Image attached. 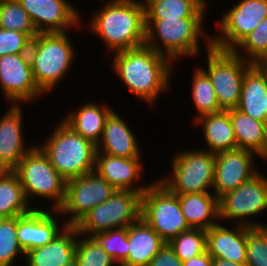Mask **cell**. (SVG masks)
Wrapping results in <instances>:
<instances>
[{
  "instance_id": "1f68e13d",
  "label": "cell",
  "mask_w": 267,
  "mask_h": 266,
  "mask_svg": "<svg viewBox=\"0 0 267 266\" xmlns=\"http://www.w3.org/2000/svg\"><path fill=\"white\" fill-rule=\"evenodd\" d=\"M192 96L199 116L222 111L218 105L215 88L208 75L198 68L193 77Z\"/></svg>"
},
{
  "instance_id": "74e56055",
  "label": "cell",
  "mask_w": 267,
  "mask_h": 266,
  "mask_svg": "<svg viewBox=\"0 0 267 266\" xmlns=\"http://www.w3.org/2000/svg\"><path fill=\"white\" fill-rule=\"evenodd\" d=\"M251 56L247 61L252 64H267V18L249 33L238 45ZM252 58V59H251Z\"/></svg>"
},
{
  "instance_id": "8992f818",
  "label": "cell",
  "mask_w": 267,
  "mask_h": 266,
  "mask_svg": "<svg viewBox=\"0 0 267 266\" xmlns=\"http://www.w3.org/2000/svg\"><path fill=\"white\" fill-rule=\"evenodd\" d=\"M141 197L137 191L116 190L105 202L91 209L74 226L79 235L128 227L141 218Z\"/></svg>"
},
{
  "instance_id": "8fae6325",
  "label": "cell",
  "mask_w": 267,
  "mask_h": 266,
  "mask_svg": "<svg viewBox=\"0 0 267 266\" xmlns=\"http://www.w3.org/2000/svg\"><path fill=\"white\" fill-rule=\"evenodd\" d=\"M116 189L95 170L66 181L65 198L59 213H74L65 225L74 226L86 213L107 201Z\"/></svg>"
},
{
  "instance_id": "2e32d148",
  "label": "cell",
  "mask_w": 267,
  "mask_h": 266,
  "mask_svg": "<svg viewBox=\"0 0 267 266\" xmlns=\"http://www.w3.org/2000/svg\"><path fill=\"white\" fill-rule=\"evenodd\" d=\"M30 16L38 33L66 32L78 24L79 13L66 0H18ZM48 24L49 26L46 27ZM45 25V28L43 27Z\"/></svg>"
},
{
  "instance_id": "3957f363",
  "label": "cell",
  "mask_w": 267,
  "mask_h": 266,
  "mask_svg": "<svg viewBox=\"0 0 267 266\" xmlns=\"http://www.w3.org/2000/svg\"><path fill=\"white\" fill-rule=\"evenodd\" d=\"M39 148L66 181L95 170L96 145L63 121Z\"/></svg>"
},
{
  "instance_id": "d6a6232c",
  "label": "cell",
  "mask_w": 267,
  "mask_h": 266,
  "mask_svg": "<svg viewBox=\"0 0 267 266\" xmlns=\"http://www.w3.org/2000/svg\"><path fill=\"white\" fill-rule=\"evenodd\" d=\"M90 237L112 257L115 263L121 265L128 257V227L98 232Z\"/></svg>"
},
{
  "instance_id": "83f0119b",
  "label": "cell",
  "mask_w": 267,
  "mask_h": 266,
  "mask_svg": "<svg viewBox=\"0 0 267 266\" xmlns=\"http://www.w3.org/2000/svg\"><path fill=\"white\" fill-rule=\"evenodd\" d=\"M111 111L109 107H100L91 102L85 104L79 111L70 113L63 122L97 146L103 134L105 120Z\"/></svg>"
},
{
  "instance_id": "44dd1931",
  "label": "cell",
  "mask_w": 267,
  "mask_h": 266,
  "mask_svg": "<svg viewBox=\"0 0 267 266\" xmlns=\"http://www.w3.org/2000/svg\"><path fill=\"white\" fill-rule=\"evenodd\" d=\"M140 157L122 158L101 154L96 151L95 172L103 177L116 190L137 191L141 194L149 187L142 186L132 188V182L141 178Z\"/></svg>"
},
{
  "instance_id": "7bdbcfd3",
  "label": "cell",
  "mask_w": 267,
  "mask_h": 266,
  "mask_svg": "<svg viewBox=\"0 0 267 266\" xmlns=\"http://www.w3.org/2000/svg\"><path fill=\"white\" fill-rule=\"evenodd\" d=\"M260 156L265 159L267 158V145H266L265 151Z\"/></svg>"
},
{
  "instance_id": "30bf717a",
  "label": "cell",
  "mask_w": 267,
  "mask_h": 266,
  "mask_svg": "<svg viewBox=\"0 0 267 266\" xmlns=\"http://www.w3.org/2000/svg\"><path fill=\"white\" fill-rule=\"evenodd\" d=\"M174 178L160 180L173 194L206 193L213 187L215 154L210 151H187L173 159Z\"/></svg>"
},
{
  "instance_id": "e0dca14e",
  "label": "cell",
  "mask_w": 267,
  "mask_h": 266,
  "mask_svg": "<svg viewBox=\"0 0 267 266\" xmlns=\"http://www.w3.org/2000/svg\"><path fill=\"white\" fill-rule=\"evenodd\" d=\"M246 226L250 228L266 227V225L247 221L241 222L234 231L219 224L206 230L208 254L212 258H221L238 264L246 263Z\"/></svg>"
},
{
  "instance_id": "f546056e",
  "label": "cell",
  "mask_w": 267,
  "mask_h": 266,
  "mask_svg": "<svg viewBox=\"0 0 267 266\" xmlns=\"http://www.w3.org/2000/svg\"><path fill=\"white\" fill-rule=\"evenodd\" d=\"M145 19L203 18L204 0H145Z\"/></svg>"
},
{
  "instance_id": "f35d334b",
  "label": "cell",
  "mask_w": 267,
  "mask_h": 266,
  "mask_svg": "<svg viewBox=\"0 0 267 266\" xmlns=\"http://www.w3.org/2000/svg\"><path fill=\"white\" fill-rule=\"evenodd\" d=\"M32 38L25 33L0 28V57L29 53Z\"/></svg>"
},
{
  "instance_id": "603a6c76",
  "label": "cell",
  "mask_w": 267,
  "mask_h": 266,
  "mask_svg": "<svg viewBox=\"0 0 267 266\" xmlns=\"http://www.w3.org/2000/svg\"><path fill=\"white\" fill-rule=\"evenodd\" d=\"M100 141L96 150L103 148L102 153L122 158L141 157L135 135L113 110L105 120Z\"/></svg>"
},
{
  "instance_id": "d590c367",
  "label": "cell",
  "mask_w": 267,
  "mask_h": 266,
  "mask_svg": "<svg viewBox=\"0 0 267 266\" xmlns=\"http://www.w3.org/2000/svg\"><path fill=\"white\" fill-rule=\"evenodd\" d=\"M112 257L91 238H82L76 242L74 266H112Z\"/></svg>"
},
{
  "instance_id": "e575fe53",
  "label": "cell",
  "mask_w": 267,
  "mask_h": 266,
  "mask_svg": "<svg viewBox=\"0 0 267 266\" xmlns=\"http://www.w3.org/2000/svg\"><path fill=\"white\" fill-rule=\"evenodd\" d=\"M18 253L25 254L17 237V216L0 218V266H11Z\"/></svg>"
},
{
  "instance_id": "7402d4cb",
  "label": "cell",
  "mask_w": 267,
  "mask_h": 266,
  "mask_svg": "<svg viewBox=\"0 0 267 266\" xmlns=\"http://www.w3.org/2000/svg\"><path fill=\"white\" fill-rule=\"evenodd\" d=\"M63 229L59 231L53 215L42 209L33 208L29 213L17 216V237L25 253L30 249L46 245Z\"/></svg>"
},
{
  "instance_id": "ab89813d",
  "label": "cell",
  "mask_w": 267,
  "mask_h": 266,
  "mask_svg": "<svg viewBox=\"0 0 267 266\" xmlns=\"http://www.w3.org/2000/svg\"><path fill=\"white\" fill-rule=\"evenodd\" d=\"M149 266H183V262L176 256L168 243L152 258Z\"/></svg>"
},
{
  "instance_id": "52a82bcc",
  "label": "cell",
  "mask_w": 267,
  "mask_h": 266,
  "mask_svg": "<svg viewBox=\"0 0 267 266\" xmlns=\"http://www.w3.org/2000/svg\"><path fill=\"white\" fill-rule=\"evenodd\" d=\"M141 218L165 243L191 229L182 214L178 195L173 194L160 181L150 184L143 192Z\"/></svg>"
},
{
  "instance_id": "ac0fdd59",
  "label": "cell",
  "mask_w": 267,
  "mask_h": 266,
  "mask_svg": "<svg viewBox=\"0 0 267 266\" xmlns=\"http://www.w3.org/2000/svg\"><path fill=\"white\" fill-rule=\"evenodd\" d=\"M52 241L44 246L30 249L27 256L28 266H74L76 253V236L79 235L75 226L65 225Z\"/></svg>"
},
{
  "instance_id": "b9f144b4",
  "label": "cell",
  "mask_w": 267,
  "mask_h": 266,
  "mask_svg": "<svg viewBox=\"0 0 267 266\" xmlns=\"http://www.w3.org/2000/svg\"><path fill=\"white\" fill-rule=\"evenodd\" d=\"M212 266H247L245 263L238 264L229 260H224L221 258H213Z\"/></svg>"
},
{
  "instance_id": "7a4b0ae2",
  "label": "cell",
  "mask_w": 267,
  "mask_h": 266,
  "mask_svg": "<svg viewBox=\"0 0 267 266\" xmlns=\"http://www.w3.org/2000/svg\"><path fill=\"white\" fill-rule=\"evenodd\" d=\"M90 26L114 52L145 45V8L134 0H112L97 12Z\"/></svg>"
},
{
  "instance_id": "4dcf8cb0",
  "label": "cell",
  "mask_w": 267,
  "mask_h": 266,
  "mask_svg": "<svg viewBox=\"0 0 267 266\" xmlns=\"http://www.w3.org/2000/svg\"><path fill=\"white\" fill-rule=\"evenodd\" d=\"M0 28L28 34L32 39L38 34L18 0H0Z\"/></svg>"
},
{
  "instance_id": "7c38bea8",
  "label": "cell",
  "mask_w": 267,
  "mask_h": 266,
  "mask_svg": "<svg viewBox=\"0 0 267 266\" xmlns=\"http://www.w3.org/2000/svg\"><path fill=\"white\" fill-rule=\"evenodd\" d=\"M223 16L219 25L222 36L211 38V45L237 50V45L267 18V0H242Z\"/></svg>"
},
{
  "instance_id": "60d3db41",
  "label": "cell",
  "mask_w": 267,
  "mask_h": 266,
  "mask_svg": "<svg viewBox=\"0 0 267 266\" xmlns=\"http://www.w3.org/2000/svg\"><path fill=\"white\" fill-rule=\"evenodd\" d=\"M213 258L208 254L207 250L200 255L183 262V266H212Z\"/></svg>"
},
{
  "instance_id": "cb8c5ba5",
  "label": "cell",
  "mask_w": 267,
  "mask_h": 266,
  "mask_svg": "<svg viewBox=\"0 0 267 266\" xmlns=\"http://www.w3.org/2000/svg\"><path fill=\"white\" fill-rule=\"evenodd\" d=\"M128 241V257L120 266H149L165 244L142 218L128 226Z\"/></svg>"
},
{
  "instance_id": "4316f807",
  "label": "cell",
  "mask_w": 267,
  "mask_h": 266,
  "mask_svg": "<svg viewBox=\"0 0 267 266\" xmlns=\"http://www.w3.org/2000/svg\"><path fill=\"white\" fill-rule=\"evenodd\" d=\"M227 111L237 140V148L252 151L260 156L267 145V124L254 120L237 108Z\"/></svg>"
},
{
  "instance_id": "5bb4252c",
  "label": "cell",
  "mask_w": 267,
  "mask_h": 266,
  "mask_svg": "<svg viewBox=\"0 0 267 266\" xmlns=\"http://www.w3.org/2000/svg\"><path fill=\"white\" fill-rule=\"evenodd\" d=\"M0 85L7 99L14 104L31 101L43 94L35 83L29 53L0 57Z\"/></svg>"
},
{
  "instance_id": "9c48e42d",
  "label": "cell",
  "mask_w": 267,
  "mask_h": 266,
  "mask_svg": "<svg viewBox=\"0 0 267 266\" xmlns=\"http://www.w3.org/2000/svg\"><path fill=\"white\" fill-rule=\"evenodd\" d=\"M13 171L19 178L27 201L31 195L53 198V210L57 213L65 198L66 180L39 147L33 146Z\"/></svg>"
},
{
  "instance_id": "484cf974",
  "label": "cell",
  "mask_w": 267,
  "mask_h": 266,
  "mask_svg": "<svg viewBox=\"0 0 267 266\" xmlns=\"http://www.w3.org/2000/svg\"><path fill=\"white\" fill-rule=\"evenodd\" d=\"M195 122L204 123L203 133L211 153L237 149V140L228 111L202 115L196 117Z\"/></svg>"
},
{
  "instance_id": "836d02e7",
  "label": "cell",
  "mask_w": 267,
  "mask_h": 266,
  "mask_svg": "<svg viewBox=\"0 0 267 266\" xmlns=\"http://www.w3.org/2000/svg\"><path fill=\"white\" fill-rule=\"evenodd\" d=\"M168 244L176 256L184 262L206 251V230L191 228L180 233Z\"/></svg>"
},
{
  "instance_id": "ffe728a7",
  "label": "cell",
  "mask_w": 267,
  "mask_h": 266,
  "mask_svg": "<svg viewBox=\"0 0 267 266\" xmlns=\"http://www.w3.org/2000/svg\"><path fill=\"white\" fill-rule=\"evenodd\" d=\"M18 104L12 105L0 119V170H14L33 148H25L22 136V114Z\"/></svg>"
},
{
  "instance_id": "6da1fadb",
  "label": "cell",
  "mask_w": 267,
  "mask_h": 266,
  "mask_svg": "<svg viewBox=\"0 0 267 266\" xmlns=\"http://www.w3.org/2000/svg\"><path fill=\"white\" fill-rule=\"evenodd\" d=\"M115 53L114 70L129 90L154 103L159 92L169 84L171 60L146 45Z\"/></svg>"
},
{
  "instance_id": "8d00e7d4",
  "label": "cell",
  "mask_w": 267,
  "mask_h": 266,
  "mask_svg": "<svg viewBox=\"0 0 267 266\" xmlns=\"http://www.w3.org/2000/svg\"><path fill=\"white\" fill-rule=\"evenodd\" d=\"M247 266H267V226L250 228L246 226Z\"/></svg>"
},
{
  "instance_id": "9a60e30c",
  "label": "cell",
  "mask_w": 267,
  "mask_h": 266,
  "mask_svg": "<svg viewBox=\"0 0 267 266\" xmlns=\"http://www.w3.org/2000/svg\"><path fill=\"white\" fill-rule=\"evenodd\" d=\"M253 153L237 148L215 154L213 188L218 199L258 173L252 169Z\"/></svg>"
},
{
  "instance_id": "277c9868",
  "label": "cell",
  "mask_w": 267,
  "mask_h": 266,
  "mask_svg": "<svg viewBox=\"0 0 267 266\" xmlns=\"http://www.w3.org/2000/svg\"><path fill=\"white\" fill-rule=\"evenodd\" d=\"M71 42L65 32L38 33L31 42L29 56L38 88L50 91L73 61Z\"/></svg>"
},
{
  "instance_id": "f1b7e54d",
  "label": "cell",
  "mask_w": 267,
  "mask_h": 266,
  "mask_svg": "<svg viewBox=\"0 0 267 266\" xmlns=\"http://www.w3.org/2000/svg\"><path fill=\"white\" fill-rule=\"evenodd\" d=\"M23 187L13 170H0V218H13L29 213Z\"/></svg>"
},
{
  "instance_id": "5b68a950",
  "label": "cell",
  "mask_w": 267,
  "mask_h": 266,
  "mask_svg": "<svg viewBox=\"0 0 267 266\" xmlns=\"http://www.w3.org/2000/svg\"><path fill=\"white\" fill-rule=\"evenodd\" d=\"M208 48V70L202 69L210 78L221 110L237 108L245 71L252 63L243 60L238 50H221L211 45V37H206ZM238 51V52H237Z\"/></svg>"
},
{
  "instance_id": "ba28073f",
  "label": "cell",
  "mask_w": 267,
  "mask_h": 266,
  "mask_svg": "<svg viewBox=\"0 0 267 266\" xmlns=\"http://www.w3.org/2000/svg\"><path fill=\"white\" fill-rule=\"evenodd\" d=\"M202 19L204 18L145 19V45L162 55H165L166 52V57L171 61L180 56H195L199 50V36H201V33L202 35L205 34L201 25ZM155 30L163 43L165 52L157 42L155 43Z\"/></svg>"
},
{
  "instance_id": "d6986e66",
  "label": "cell",
  "mask_w": 267,
  "mask_h": 266,
  "mask_svg": "<svg viewBox=\"0 0 267 266\" xmlns=\"http://www.w3.org/2000/svg\"><path fill=\"white\" fill-rule=\"evenodd\" d=\"M237 109L267 124V64H252L245 71Z\"/></svg>"
},
{
  "instance_id": "4fadbf2b",
  "label": "cell",
  "mask_w": 267,
  "mask_h": 266,
  "mask_svg": "<svg viewBox=\"0 0 267 266\" xmlns=\"http://www.w3.org/2000/svg\"><path fill=\"white\" fill-rule=\"evenodd\" d=\"M267 209V178L258 172L219 198V218L244 219Z\"/></svg>"
},
{
  "instance_id": "d4e9b609",
  "label": "cell",
  "mask_w": 267,
  "mask_h": 266,
  "mask_svg": "<svg viewBox=\"0 0 267 266\" xmlns=\"http://www.w3.org/2000/svg\"><path fill=\"white\" fill-rule=\"evenodd\" d=\"M181 211L192 229L208 230L217 225L219 218V199L206 193L178 195Z\"/></svg>"
}]
</instances>
